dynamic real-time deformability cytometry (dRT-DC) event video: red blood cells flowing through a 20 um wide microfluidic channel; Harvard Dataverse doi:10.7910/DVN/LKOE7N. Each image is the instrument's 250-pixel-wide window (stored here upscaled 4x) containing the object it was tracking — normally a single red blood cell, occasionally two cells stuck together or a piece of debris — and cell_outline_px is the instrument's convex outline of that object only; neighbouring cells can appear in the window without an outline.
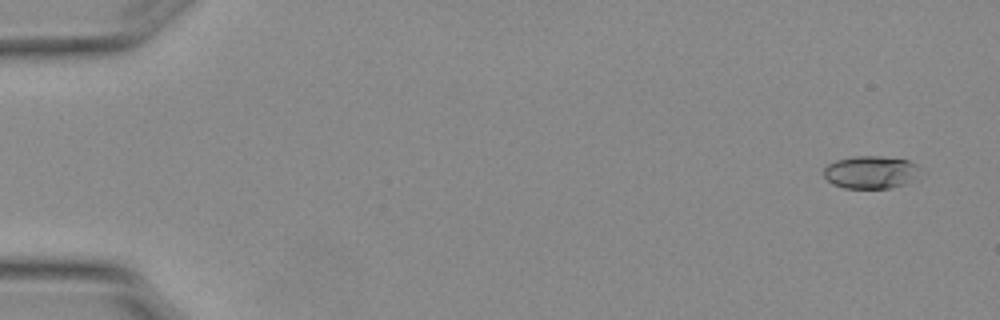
{"species": "Egyptian fruit bat (a non-hibernating species)", "species_latin": "Rousettus aegyptiacus", "temperature_condition": "warm", "stored_images_in_passage": 5, "camera_frame_rate_fps": 3000, "um_per_image_px": 0.085, "animal": {"sex": "female"}, "frame": {"image": 1, "passage_image": 1, "time_ms": 0.0, "image_size_px": [1000, 320], "cell_outline_px": [[916, 172], [904, 184], [892, 188], [844, 188], [832, 184], [824, 176], [824, 168], [828, 164], [836, 160], [852, 156], [880, 156], [908, 160], [916, 164]], "centroid_in_image_um": [73.91, 14.63], "position_along_channel_um": 11.1, "area_um2": 17.98}}
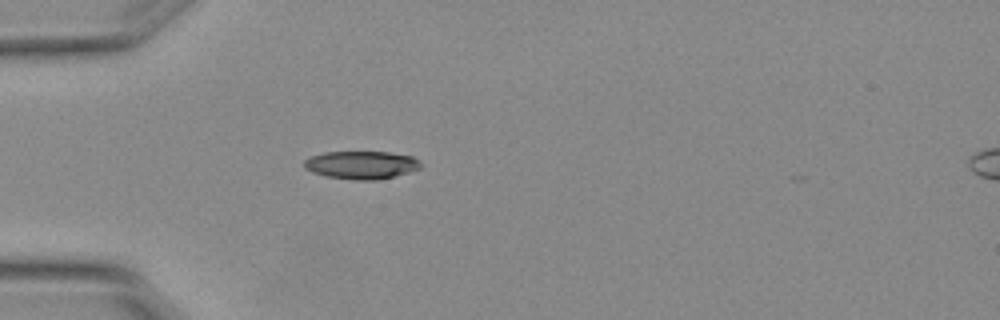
{"frame": {"image": 2, "passage_image": 5, "time_ms": 1.333, "image_size_px": [1000, 320], "cell_outline_px": [[420, 168], [408, 172], [376, 180], [356, 180], [324, 176], [312, 172], [304, 168], [304, 160], [312, 156], [324, 152], [388, 152], [412, 156], [420, 164]], "centroid_in_image_um": [30.66, 14.02], "position_along_channel_um": 54.3, "area_um2": 18.79}}